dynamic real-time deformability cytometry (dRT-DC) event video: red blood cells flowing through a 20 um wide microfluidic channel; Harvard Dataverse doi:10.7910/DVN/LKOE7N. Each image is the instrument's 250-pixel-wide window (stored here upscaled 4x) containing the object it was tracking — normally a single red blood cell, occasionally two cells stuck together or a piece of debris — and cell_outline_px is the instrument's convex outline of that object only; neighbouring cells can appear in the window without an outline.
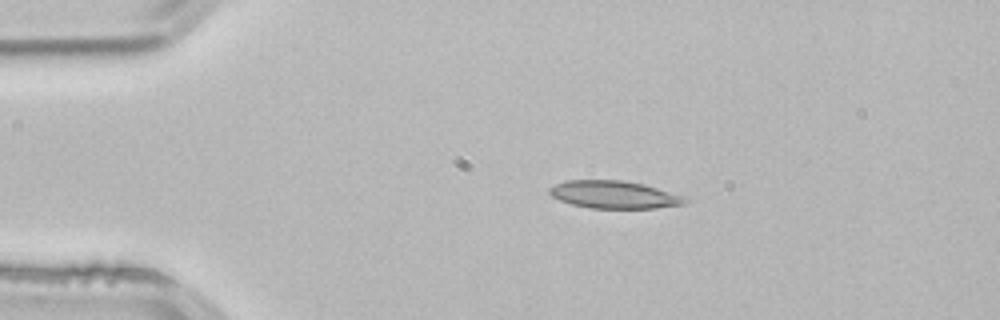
{"species": "common noctule bat (a hibernating species)", "species_latin": "Nyctalus noctula", "temperature_condition": "room temperature", "stored_images_in_passage": 1, "camera_frame_rate_fps": 3000, "um_per_image_px": 0.085, "animal": {"sex": "male", "body_mass_g": 21.5, "forearm_length_mm": 52.0}, "frame": {"image": 1, "passage_image": 1, "time_ms": 0.0, "image_size_px": [1000, 320], "cell_outline_px": [[688, 200], [684, 204], [656, 208], [588, 208], [572, 204], [560, 200], [552, 196], [548, 192], [548, 188], [556, 184], [568, 180], [620, 180], [644, 184], [684, 196]], "centroid_in_image_um": [52.19, 16.54], "position_along_channel_um": 32.8, "area_um2": 21.73}}